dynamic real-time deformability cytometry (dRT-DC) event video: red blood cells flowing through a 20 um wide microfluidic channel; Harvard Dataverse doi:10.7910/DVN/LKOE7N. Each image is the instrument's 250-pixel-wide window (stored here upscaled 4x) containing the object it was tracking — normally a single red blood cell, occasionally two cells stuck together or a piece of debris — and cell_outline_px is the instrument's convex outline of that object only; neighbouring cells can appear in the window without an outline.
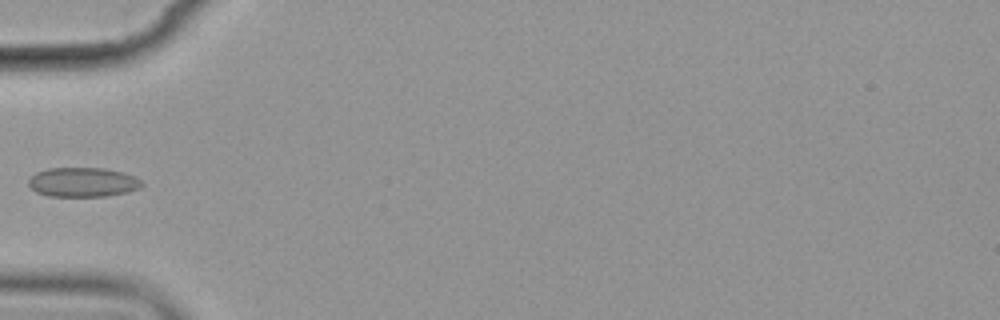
{"species": "common noctule bat (a hibernating species)", "species_latin": "Nyctalus noctula", "temperature_condition": "cold", "stored_images_in_passage": 4, "camera_frame_rate_fps": 3000, "um_per_image_px": 0.085, "animal": {"sex": "female", "body_mass_g": 19.9}, "frame": {"image": 1, "passage_image": 4, "time_ms": 4.333, "image_size_px": [1000, 320], "cell_outline_px": [[144, 184], [140, 188], [128, 192], [104, 196], [48, 196], [36, 192], [28, 184], [28, 180], [36, 172], [48, 168], [104, 168], [124, 172], [136, 176]], "centroid_in_image_um": [7.06, 15.48], "position_along_channel_um": 77.9, "area_um2": 19.54}}